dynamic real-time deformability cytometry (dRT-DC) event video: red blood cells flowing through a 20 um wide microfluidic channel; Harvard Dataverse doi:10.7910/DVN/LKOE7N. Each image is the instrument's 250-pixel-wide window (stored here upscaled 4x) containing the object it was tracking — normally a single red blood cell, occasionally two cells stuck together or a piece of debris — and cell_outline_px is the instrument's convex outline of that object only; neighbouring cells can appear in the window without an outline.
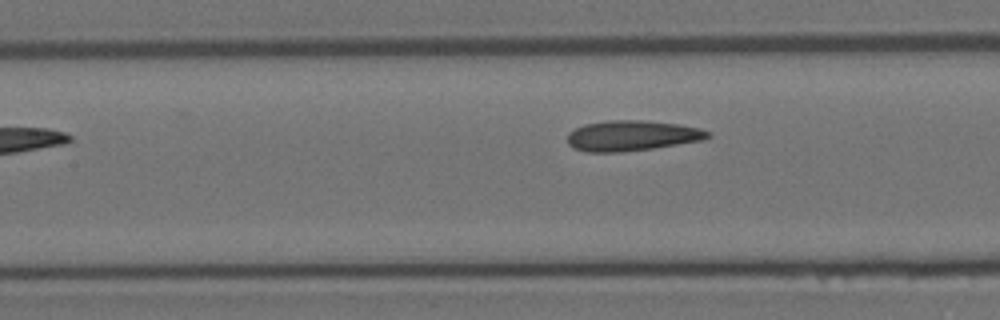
{"species": "Egyptian fruit bat (a non-hibernating species)", "species_latin": "Rousettus aegyptiacus", "temperature_condition": "room temperature", "stored_images_in_passage": 6, "camera_frame_rate_fps": 3000, "um_per_image_px": 0.085, "animal": {"sex": "female"}, "frame": {"image": 1, "passage_image": 5, "time_ms": 1.333, "image_size_px": [1000, 320], "cell_outline_px": [[712, 136], [704, 140], [652, 148], [620, 152], [588, 152], [572, 148], [568, 144], [568, 132], [584, 124], [608, 120], [644, 120], [680, 124], [700, 128], [712, 132]], "centroid_in_image_um": [53.74, 11.52], "position_along_channel_um": 153.7, "area_um2": 25.09}}